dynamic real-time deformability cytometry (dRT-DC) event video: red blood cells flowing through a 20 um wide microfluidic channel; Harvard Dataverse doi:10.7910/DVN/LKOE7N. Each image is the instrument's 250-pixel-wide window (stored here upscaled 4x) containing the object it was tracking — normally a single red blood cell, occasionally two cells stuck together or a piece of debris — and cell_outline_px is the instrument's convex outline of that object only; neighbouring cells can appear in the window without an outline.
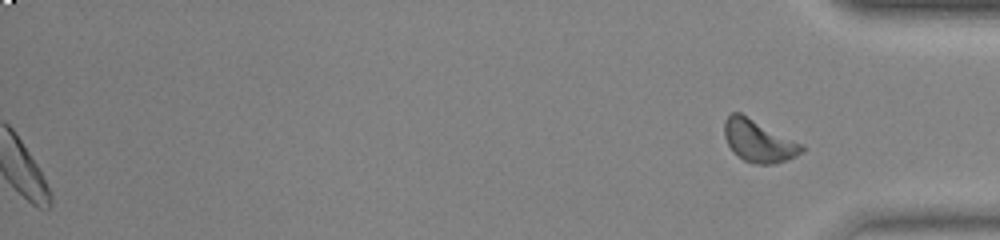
{"species": "common noctule bat (a hibernating species)", "species_latin": "Nyctalus noctula", "temperature_condition": "warm", "stored_images_in_passage": 46, "segment_of_instrument_passage": [2, 2], "camera_frame_rate_fps": 3000, "um_per_image_px": 0.085, "animal": {"sex": "female", "body_mass_g": 23.0, "forearm_length_mm": 53.4}, "frame": {"image": 1, "passage_image": 46, "time_ms": 15.0, "image_size_px": [1000, 240], "cell_outline_px": [[804, 152], [796, 156], [772, 164], [756, 164], [744, 160], [732, 152], [724, 136], [724, 120], [732, 112], [740, 112], [804, 144]], "centroid_in_image_um": [64.48, 11.97], "position_along_channel_um": 370.7, "area_um2": 19.13}}